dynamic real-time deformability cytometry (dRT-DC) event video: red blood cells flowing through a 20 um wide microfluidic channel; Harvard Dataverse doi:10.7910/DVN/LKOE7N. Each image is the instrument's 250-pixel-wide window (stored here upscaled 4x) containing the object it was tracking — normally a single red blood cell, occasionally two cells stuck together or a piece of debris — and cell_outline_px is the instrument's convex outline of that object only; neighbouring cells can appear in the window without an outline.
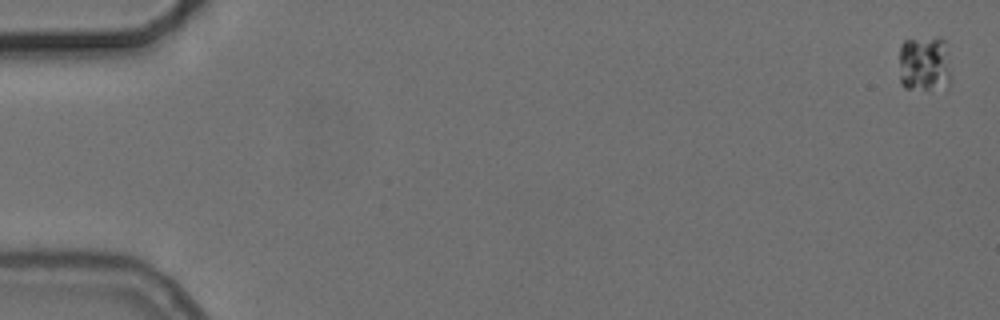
{"species": "common noctule bat (a hibernating species)", "species_latin": "Nyctalus noctula", "temperature_condition": "cold", "stored_images_in_passage": 5, "camera_frame_rate_fps": 3000, "um_per_image_px": 0.085, "animal": {"sex": "female", "body_mass_g": 24.6, "forearm_length_mm": 56.2}, "frame": {"image": 1, "passage_image": 1, "time_ms": 0.0, "image_size_px": [1000, 320], "cell_outline_px": [[952, 80], [948, 88], [904, 88], [900, 84], [900, 44], [904, 40], [940, 36], [944, 40], [952, 76]], "centroid_in_image_um": [78.6, 5.42], "position_along_channel_um": 6.4, "area_um2": 17.34}}
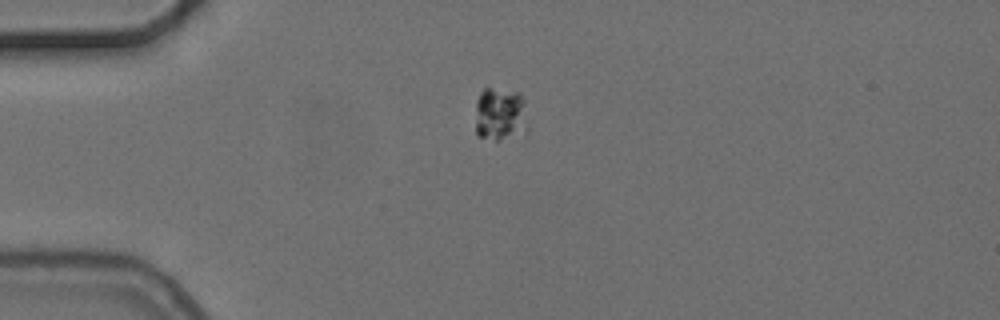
{"frame": {"image": 2, "passage_image": 4, "time_ms": 4.667, "image_size_px": [1000, 320], "cell_outline_px": [[528, 136], [500, 140], [496, 140], [476, 136], [476, 100], [480, 92], [484, 88], [488, 88], [520, 92], [524, 100], [528, 128]], "centroid_in_image_um": [42.57, 9.76], "position_along_channel_um": 42.4, "area_um2": 17.11}}